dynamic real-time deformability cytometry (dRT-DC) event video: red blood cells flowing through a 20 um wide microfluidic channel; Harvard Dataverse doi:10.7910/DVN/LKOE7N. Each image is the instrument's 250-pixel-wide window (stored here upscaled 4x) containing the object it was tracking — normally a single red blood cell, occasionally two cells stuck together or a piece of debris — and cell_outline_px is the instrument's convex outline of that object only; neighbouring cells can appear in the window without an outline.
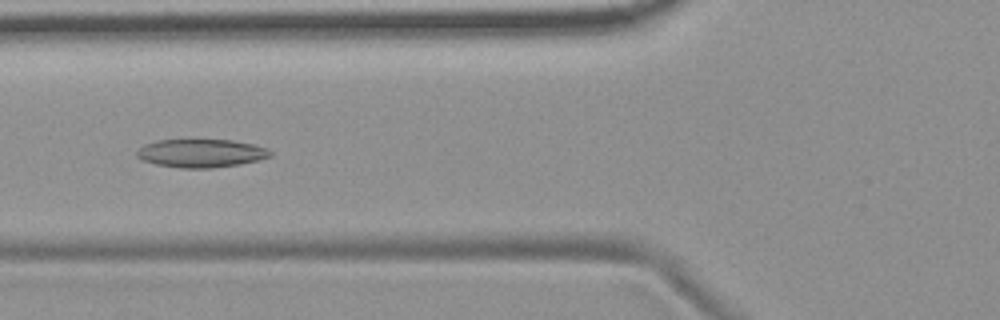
{"species": "common noctule bat (a hibernating species)", "species_latin": "Nyctalus noctula", "temperature_condition": "room temperature", "stored_images_in_passage": 8, "camera_frame_rate_fps": 3000, "um_per_image_px": 0.085, "animal": {"sex": "female", "body_mass_g": 19.9}, "frame": {"image": 1, "passage_image": 6, "time_ms": 6.0, "image_size_px": [1000, 320], "cell_outline_px": [[272, 156], [260, 160], [240, 164], [212, 168], [180, 168], [156, 164], [140, 160], [136, 156], [136, 152], [144, 144], [156, 140], [232, 140], [252, 144], [264, 148], [272, 152]], "centroid_in_image_um": [17.07, 13.03], "position_along_channel_um": 108.7, "area_um2": 22.02}}
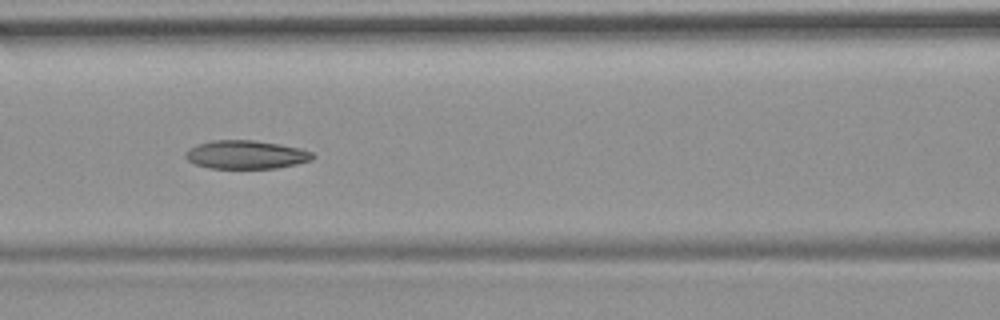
{"frame": {"image": 2, "passage_image": 7, "time_ms": 7.0, "image_size_px": [1000, 320], "cell_outline_px": [[316, 156], [312, 160], [296, 164], [276, 168], [208, 168], [196, 164], [188, 160], [184, 156], [184, 152], [188, 148], [196, 144], [212, 140], [252, 140], [280, 144], [300, 148], [312, 152]], "centroid_in_image_um": [20.89, 13.14], "position_along_channel_um": 145.7, "area_um2": 21.21}}
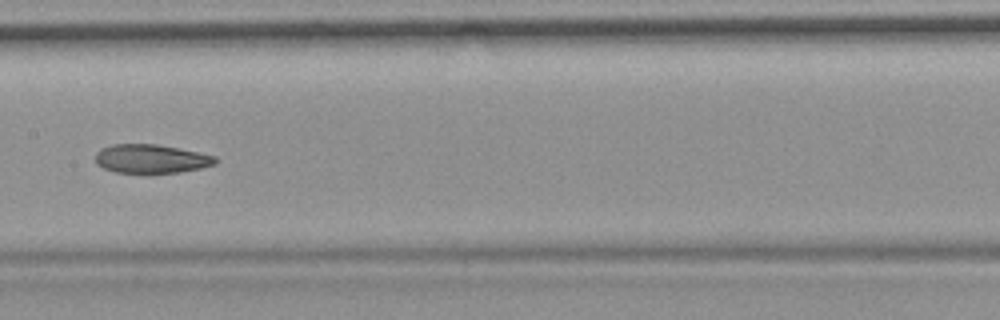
{"frame": {"image": 3, "passage_image": 8, "time_ms": 8.333, "image_size_px": [1000, 320], "cell_outline_px": [[216, 164], [200, 168], [180, 172], [148, 176], [116, 172], [104, 168], [96, 164], [96, 152], [100, 148], [112, 144], [156, 144], [216, 156]], "centroid_in_image_um": [12.8, 13.54], "position_along_channel_um": 194.6, "area_um2": 20.75}}